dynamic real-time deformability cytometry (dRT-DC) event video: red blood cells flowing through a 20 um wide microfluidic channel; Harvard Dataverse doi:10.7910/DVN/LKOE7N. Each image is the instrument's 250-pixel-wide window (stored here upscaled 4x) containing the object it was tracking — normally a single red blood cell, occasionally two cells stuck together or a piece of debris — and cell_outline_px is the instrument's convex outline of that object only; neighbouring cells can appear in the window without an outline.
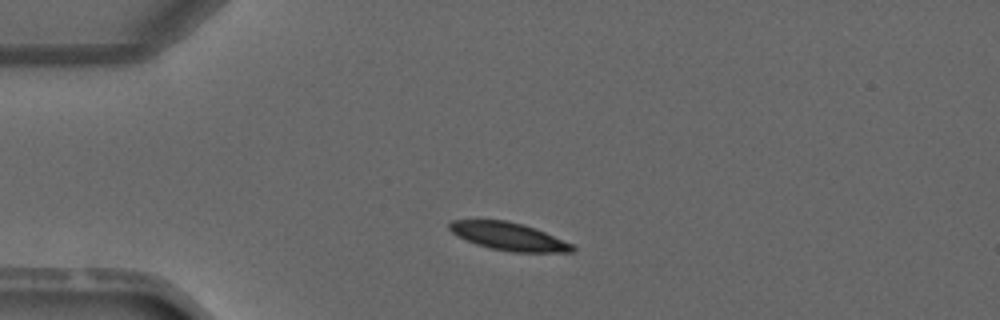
{"species": "common noctule bat (a hibernating species)", "species_latin": "Nyctalus noctula", "temperature_condition": "warm", "stored_images_in_passage": 1, "camera_frame_rate_fps": 3000, "um_per_image_px": 0.085, "animal": {"sex": "male", "forearm_length_mm": 52.5}, "frame": {"image": 1, "passage_image": 1, "time_ms": 0.0, "image_size_px": [1000, 320], "cell_outline_px": [[576, 248], [572, 252], [512, 252], [492, 248], [476, 244], [452, 232], [448, 228], [448, 224], [452, 220], [504, 220], [536, 228], [572, 244]], "centroid_in_image_um": [43.25, 20.09], "position_along_channel_um": 41.7, "area_um2": 19.59}}